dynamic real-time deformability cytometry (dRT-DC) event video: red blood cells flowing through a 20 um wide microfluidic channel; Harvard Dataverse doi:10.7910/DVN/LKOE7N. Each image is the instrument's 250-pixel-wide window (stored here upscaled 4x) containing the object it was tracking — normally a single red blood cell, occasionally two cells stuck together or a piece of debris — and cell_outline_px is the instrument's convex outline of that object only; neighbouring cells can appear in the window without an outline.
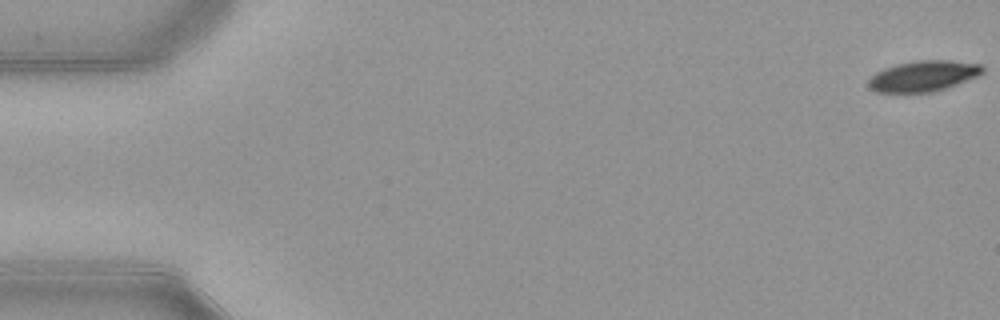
{"species": "common noctule bat (a hibernating species)", "species_latin": "Nyctalus noctula", "temperature_condition": "warm", "stored_images_in_passage": 53, "camera_frame_rate_fps": 3000, "um_per_image_px": 0.085, "animal": {"sex": "female", "body_mass_g": 21.9}, "frame": {"image": 1, "passage_image": 1, "time_ms": 0.0, "image_size_px": [1000, 320], "cell_outline_px": [[984, 72], [976, 76], [948, 88], [936, 92], [876, 92], [868, 84], [868, 80], [876, 72], [884, 68], [896, 64], [916, 60], [948, 60], [980, 64], [984, 68]], "centroid_in_image_um": [78.49, 6.46], "position_along_channel_um": 6.5, "area_um2": 20.4}}
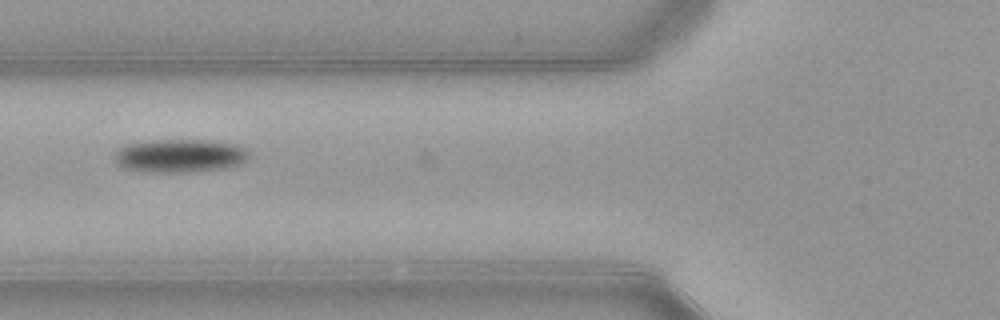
{"frame": {"image": 2, "passage_image": 21, "time_ms": 6.667, "image_size_px": [1000, 320], "cell_outline_px": [[248, 160], [240, 164], [224, 168], [188, 172], [148, 172], [124, 168], [116, 164], [112, 156], [112, 152], [116, 148], [124, 144], [152, 140], [204, 140], [240, 144], [248, 152]], "centroid_in_image_um": [15.22, 13.23], "position_along_channel_um": 110.6, "area_um2": 26.59}}
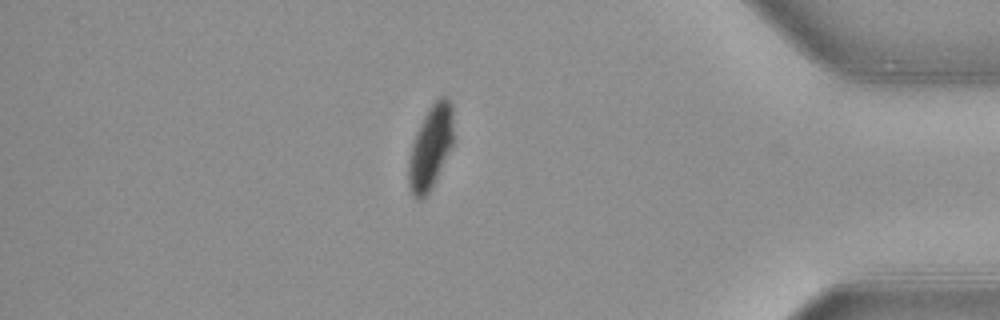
{"frame": {"image": 3, "passage_image": 46, "time_ms": 15.0, "image_size_px": [1000, 320], "cell_outline_px": [[452, 144], [436, 180], [424, 200], [416, 200], [412, 196], [408, 184], [408, 160], [412, 144], [416, 132], [428, 108], [440, 96], [444, 96], [448, 100], [452, 108]], "centroid_in_image_um": [36.56, 12.59], "position_along_channel_um": 398.6, "area_um2": 21.73}, "authors_computed_cell_mechanics": {"area_um2": 23.987, "velocity_mm_per_s": 3.906, "shape_relaxation_time_tau1_ms": 2.2506, "shape_relaxation_time_tau2_ms": 3.8292, "deformation_change_tau1": 0.1176, "deformation_change_tau2": 0.0707}}